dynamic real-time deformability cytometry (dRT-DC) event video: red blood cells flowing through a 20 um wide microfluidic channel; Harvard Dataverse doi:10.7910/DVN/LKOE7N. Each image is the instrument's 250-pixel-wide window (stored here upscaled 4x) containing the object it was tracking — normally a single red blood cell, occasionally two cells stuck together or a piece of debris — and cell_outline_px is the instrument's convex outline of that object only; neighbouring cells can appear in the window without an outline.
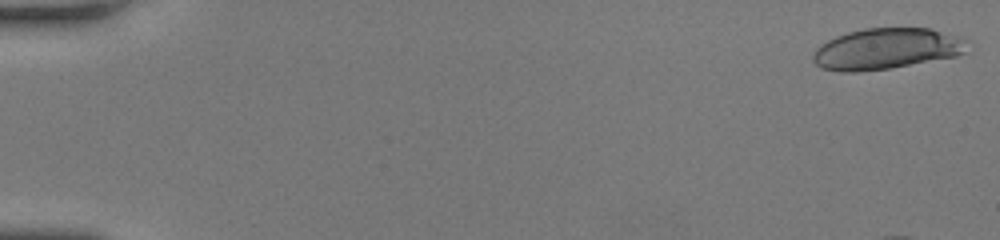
{"species": "human", "species_latin": "Homo sapiens", "temperature_condition": "room temperature", "stored_images_in_passage": 15, "camera_frame_rate_fps": 3000, "um_per_image_px": 0.085, "donor": {"sex": "female"}, "frame": {"image": 1, "passage_image": 1, "time_ms": 0.0, "image_size_px": [1000, 240], "cell_outline_px": [[964, 52], [956, 56], [888, 68], [856, 72], [840, 72], [820, 68], [812, 60], [812, 56], [816, 48], [820, 44], [836, 36], [848, 32], [864, 28], [928, 28], [960, 40], [964, 44]], "centroid_in_image_um": [75.17, 4.16], "position_along_channel_um": 9.8, "area_um2": 36.01}}